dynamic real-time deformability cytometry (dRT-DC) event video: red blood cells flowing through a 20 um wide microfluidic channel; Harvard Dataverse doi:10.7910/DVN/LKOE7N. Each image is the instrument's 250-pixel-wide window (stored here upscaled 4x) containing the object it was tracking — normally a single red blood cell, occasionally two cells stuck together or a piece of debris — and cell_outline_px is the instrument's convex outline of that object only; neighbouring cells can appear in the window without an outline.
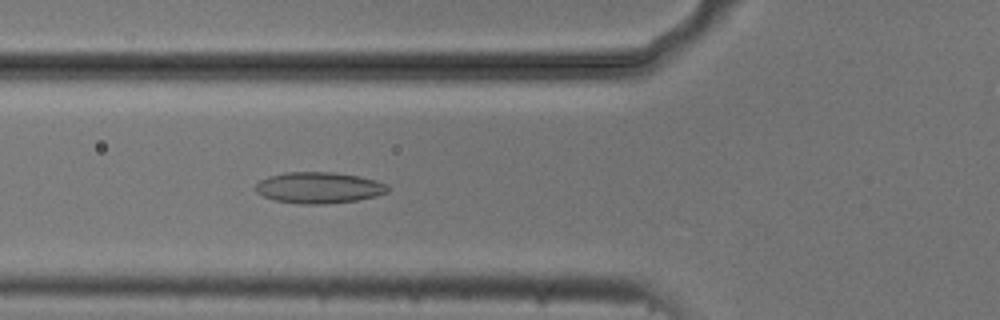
{"species": "common noctule bat (a hibernating species)", "species_latin": "Nyctalus noctula", "temperature_condition": "cold", "stored_images_in_passage": 45, "camera_frame_rate_fps": 3000, "um_per_image_px": 0.085, "animal": {"sex": "male", "body_mass_g": 20.5, "forearm_length_mm": 52.5}, "frame": {"image": 1, "passage_image": 11, "time_ms": 3.333, "image_size_px": [1000, 320], "cell_outline_px": [[388, 192], [376, 196], [356, 200], [324, 204], [300, 204], [276, 200], [264, 196], [256, 192], [256, 184], [260, 180], [268, 176], [284, 172], [332, 172], [360, 176], [376, 180], [388, 184]], "centroid_in_image_um": [27.11, 15.94], "position_along_channel_um": 98.7, "area_um2": 24.04}}
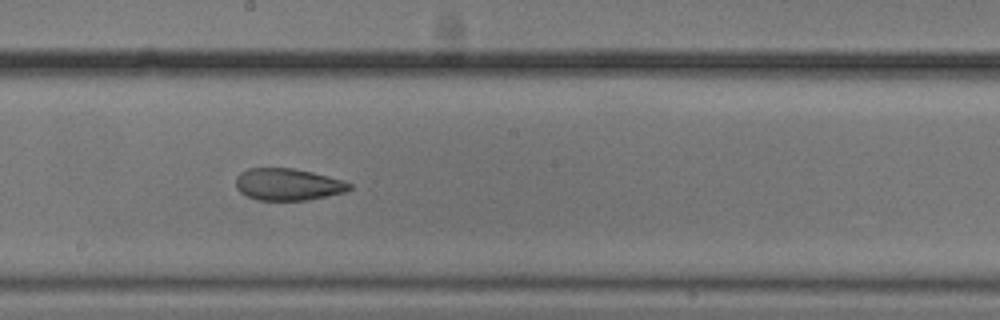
{"frame": {"image": 2, "passage_image": 21, "time_ms": 6.667, "image_size_px": [1000, 320], "cell_outline_px": [[352, 188], [344, 192], [304, 200], [256, 200], [240, 192], [236, 188], [236, 176], [240, 172], [248, 168], [292, 168], [312, 172], [344, 180], [352, 184]], "centroid_in_image_um": [24.45, 15.66], "position_along_channel_um": 223.8, "area_um2": 21.1}}
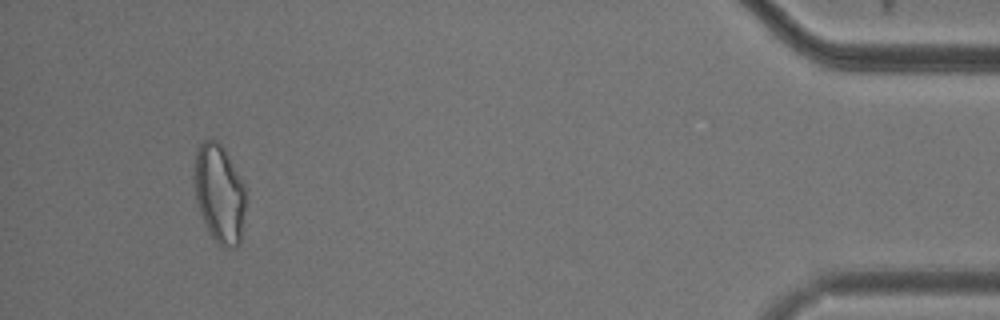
{"frame": {"image": 3, "passage_image": 42, "time_ms": 13.667, "image_size_px": [1000, 320], "cell_outline_px": [[244, 208], [240, 244], [236, 248], [224, 248], [216, 244], [204, 224], [196, 200], [196, 152], [200, 144], [204, 140], [216, 140], [224, 148], [244, 184]], "centroid_in_image_um": [18.66, 16.52], "position_along_channel_um": 416.5, "area_um2": 29.07}, "authors_computed_cell_mechanics": {"area_um2": 23.8136, "velocity_mm_per_s": 3.7291, "shape_relaxation_time_tau1_ms": null, "shape_relaxation_time_tau2_ms": 2.644, "deformation_change_tau1": null, "deformation_change_tau2": 0.0897}}